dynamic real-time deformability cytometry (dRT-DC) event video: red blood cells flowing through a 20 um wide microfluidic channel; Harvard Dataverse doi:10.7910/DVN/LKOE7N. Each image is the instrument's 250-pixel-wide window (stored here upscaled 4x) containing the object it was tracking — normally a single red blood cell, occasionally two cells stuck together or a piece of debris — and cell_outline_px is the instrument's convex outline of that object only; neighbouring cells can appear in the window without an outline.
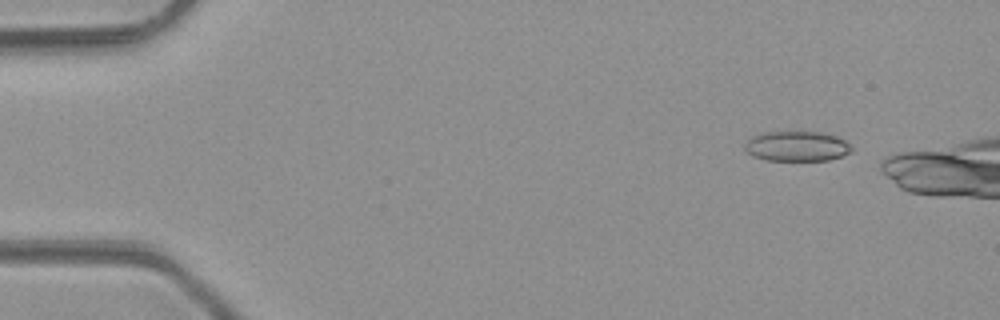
{"species": "common noctule bat (a hibernating species)", "species_latin": "Nyctalus noctula", "temperature_condition": "room temperature", "stored_images_in_passage": 5, "camera_frame_rate_fps": 3000, "um_per_image_px": 0.085, "animal": {"sex": "male", "body_mass_g": 23.1, "forearm_length_mm": 52.7}, "frame": {"image": 1, "passage_image": 5, "time_ms": 5.333, "image_size_px": [1000, 320], "cell_outline_px": [[852, 152], [828, 160], [768, 160], [752, 156], [744, 148], [744, 144], [752, 136], [760, 132], [820, 132], [836, 136], [844, 140], [852, 148]], "centroid_in_image_um": [67.7, 12.42], "position_along_channel_um": 17.3, "area_um2": 18.61}}